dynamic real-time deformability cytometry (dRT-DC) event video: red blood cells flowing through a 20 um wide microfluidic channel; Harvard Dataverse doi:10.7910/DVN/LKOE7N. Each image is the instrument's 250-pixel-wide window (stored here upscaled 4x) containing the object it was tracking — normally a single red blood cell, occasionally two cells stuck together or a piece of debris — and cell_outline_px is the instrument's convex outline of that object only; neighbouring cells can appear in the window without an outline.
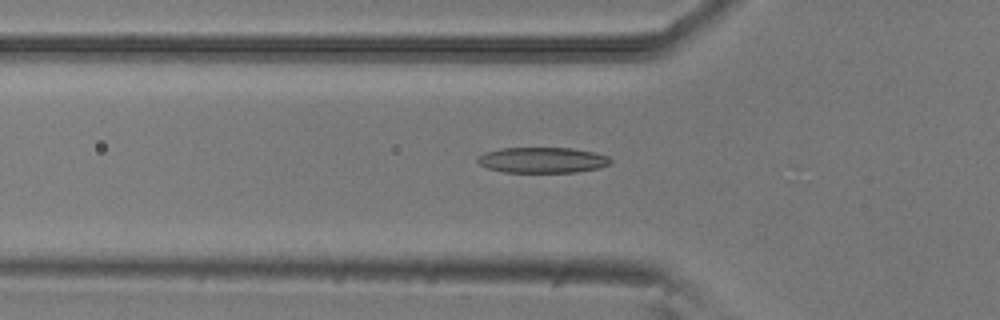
{"species": "common noctule bat (a hibernating species)", "species_latin": "Nyctalus noctula", "temperature_condition": "room temperature", "stored_images_in_passage": 52, "camera_frame_rate_fps": 3000, "um_per_image_px": 0.085, "animal": {"sex": "male", "body_mass_g": 20.5, "forearm_length_mm": 52.5}, "frame": {"image": 1, "passage_image": 17, "time_ms": 5.333, "image_size_px": [1000, 320], "cell_outline_px": [[612, 160], [608, 164], [596, 168], [576, 172], [504, 172], [488, 168], [480, 164], [476, 160], [476, 156], [484, 152], [500, 148], [572, 148], [592, 152], [608, 156]], "centroid_in_image_um": [46.04, 13.6], "position_along_channel_um": 79.8, "area_um2": 19.77}}
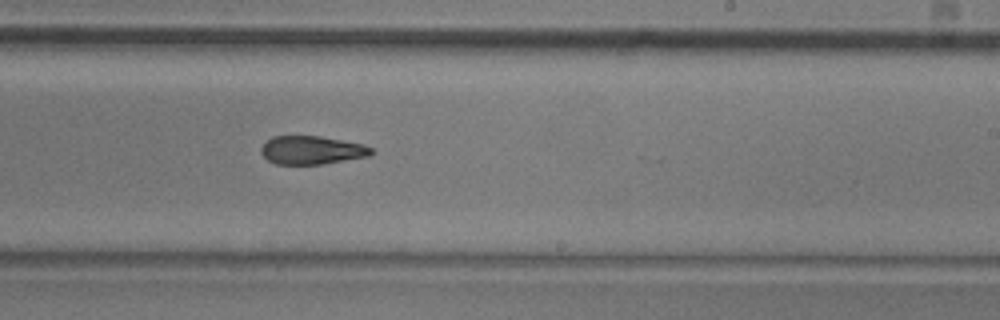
{"frame": {"image": 2, "passage_image": 31, "time_ms": 10.0, "image_size_px": [1000, 320], "cell_outline_px": [[372, 152], [368, 156], [324, 164], [276, 164], [268, 160], [260, 152], [260, 148], [272, 136], [320, 136], [364, 144], [372, 148]], "centroid_in_image_um": [26.49, 12.76], "position_along_channel_um": 262.5, "area_um2": 18.15}}
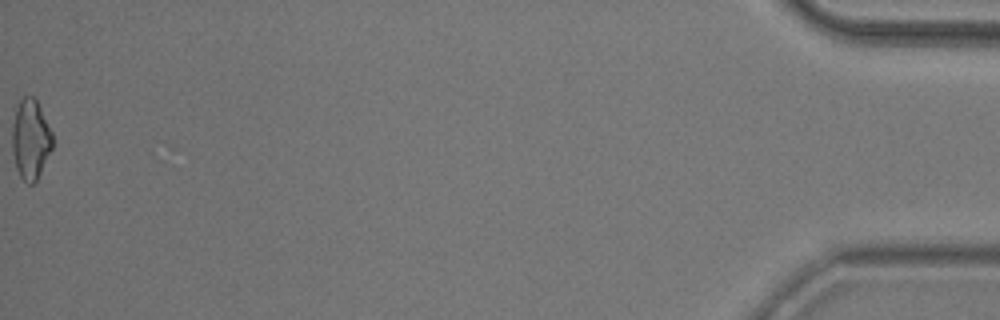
{"frame": {"image": 3, "passage_image": 52, "time_ms": 17.0, "image_size_px": [1000, 320], "cell_outline_px": [[52, 148], [36, 180], [32, 184], [28, 184], [20, 176], [16, 168], [12, 152], [12, 124], [16, 108], [20, 100], [24, 96], [32, 96], [36, 100], [52, 132]], "centroid_in_image_um": [2.58, 11.84], "position_along_channel_um": 432.6, "area_um2": 18.55}, "authors_computed_cell_mechanics": {"area_um2": 19.2474, "velocity_mm_per_s": 3.8953, "shape_relaxation_time_tau1_ms": 5.8059, "shape_relaxation_time_tau2_ms": 6.0342, "deformation_change_tau1": 0.1661, "deformation_change_tau2": 0.1661}}